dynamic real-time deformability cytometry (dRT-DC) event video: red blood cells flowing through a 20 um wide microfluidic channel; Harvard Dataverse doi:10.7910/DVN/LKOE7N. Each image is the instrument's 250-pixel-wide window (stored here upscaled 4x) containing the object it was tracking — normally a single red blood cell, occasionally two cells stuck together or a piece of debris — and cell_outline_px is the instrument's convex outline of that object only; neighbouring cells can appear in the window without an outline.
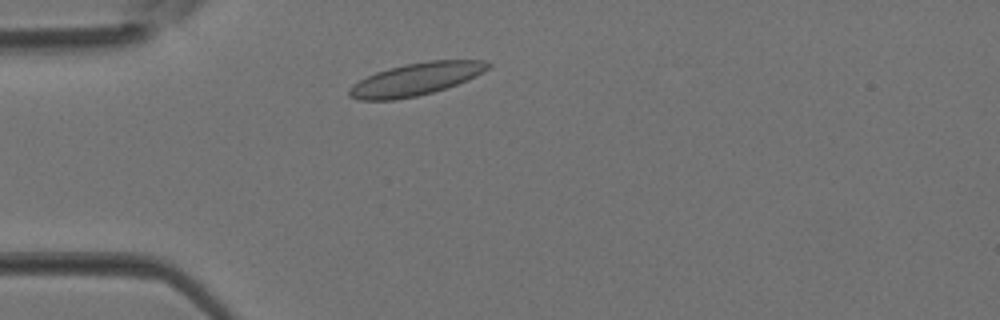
{"species": "Egyptian fruit bat (a non-hibernating species)", "species_latin": "Rousettus aegyptiacus", "temperature_condition": "room temperature", "stored_images_in_passage": 2, "camera_frame_rate_fps": 3000, "um_per_image_px": 0.085, "animal": {"sex": "female"}, "frame": {"image": 1, "passage_image": 2, "time_ms": 0.333, "image_size_px": [1000, 320], "cell_outline_px": [[492, 64], [484, 72], [476, 76], [456, 84], [432, 92], [416, 96], [396, 100], [360, 100], [348, 96], [348, 88], [352, 84], [376, 72], [388, 68], [404, 64], [428, 60], [484, 60]], "centroid_in_image_um": [35.33, 6.72], "position_along_channel_um": 49.7, "area_um2": 26.24}}